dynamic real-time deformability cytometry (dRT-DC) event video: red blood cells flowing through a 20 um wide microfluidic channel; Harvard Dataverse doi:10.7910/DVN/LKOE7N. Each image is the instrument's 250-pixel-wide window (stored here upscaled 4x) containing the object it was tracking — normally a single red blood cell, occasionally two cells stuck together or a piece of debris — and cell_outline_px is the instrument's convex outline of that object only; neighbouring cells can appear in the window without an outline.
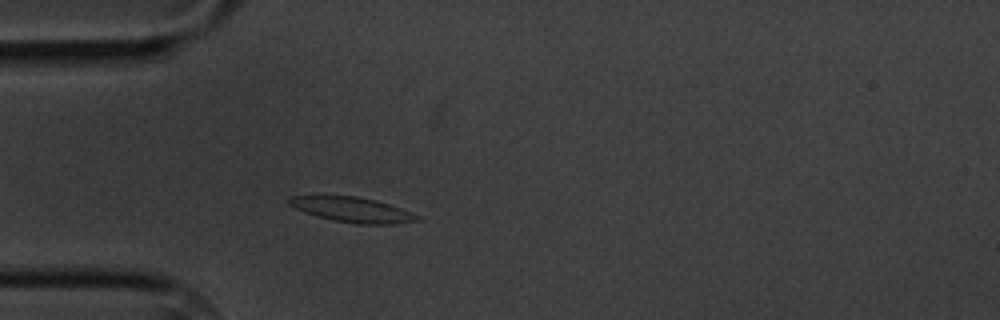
{"species": "common noctule bat (a hibernating species)", "species_latin": "Nyctalus noctula", "temperature_condition": "cold", "stored_images_in_passage": 3, "camera_frame_rate_fps": 3000, "um_per_image_px": 0.085, "animal": {"sex": "male", "body_mass_g": 20.1, "forearm_length_mm": 53.5}, "frame": {"image": 1, "passage_image": 3, "time_ms": 2.333, "image_size_px": [1000, 320], "cell_outline_px": [[420, 220], [396, 224], [360, 224], [336, 220], [316, 216], [304, 212], [288, 204], [288, 196], [356, 196], [376, 200], [400, 208], [420, 216]], "centroid_in_image_um": [29.95, 17.82], "position_along_channel_um": 55.0, "area_um2": 18.44}}